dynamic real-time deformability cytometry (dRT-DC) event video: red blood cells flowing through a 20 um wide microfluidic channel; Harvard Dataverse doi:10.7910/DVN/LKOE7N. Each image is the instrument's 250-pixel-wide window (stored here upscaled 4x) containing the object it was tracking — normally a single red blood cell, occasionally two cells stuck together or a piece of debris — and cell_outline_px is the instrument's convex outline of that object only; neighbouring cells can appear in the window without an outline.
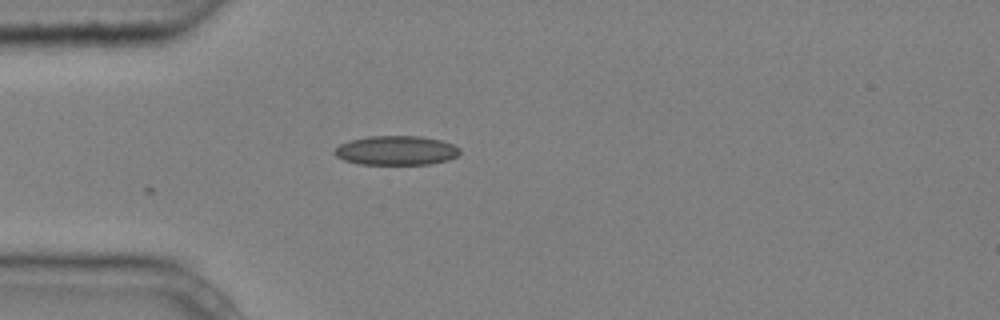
{"species": "common noctule bat (a hibernating species)", "species_latin": "Nyctalus noctula", "temperature_condition": "cold", "stored_images_in_passage": 1, "camera_frame_rate_fps": 3000, "um_per_image_px": 0.085, "animal": {"sex": "male", "body_mass_g": 20.4}, "frame": {"image": 1, "passage_image": 1, "time_ms": 0.0, "image_size_px": [1000, 320], "cell_outline_px": [[460, 152], [456, 156], [448, 160], [432, 164], [360, 164], [344, 160], [336, 156], [332, 152], [340, 144], [352, 140], [368, 136], [420, 136], [440, 140], [452, 144], [460, 148]], "centroid_in_image_um": [33.68, 12.79], "position_along_channel_um": 51.3, "area_um2": 21.33}}